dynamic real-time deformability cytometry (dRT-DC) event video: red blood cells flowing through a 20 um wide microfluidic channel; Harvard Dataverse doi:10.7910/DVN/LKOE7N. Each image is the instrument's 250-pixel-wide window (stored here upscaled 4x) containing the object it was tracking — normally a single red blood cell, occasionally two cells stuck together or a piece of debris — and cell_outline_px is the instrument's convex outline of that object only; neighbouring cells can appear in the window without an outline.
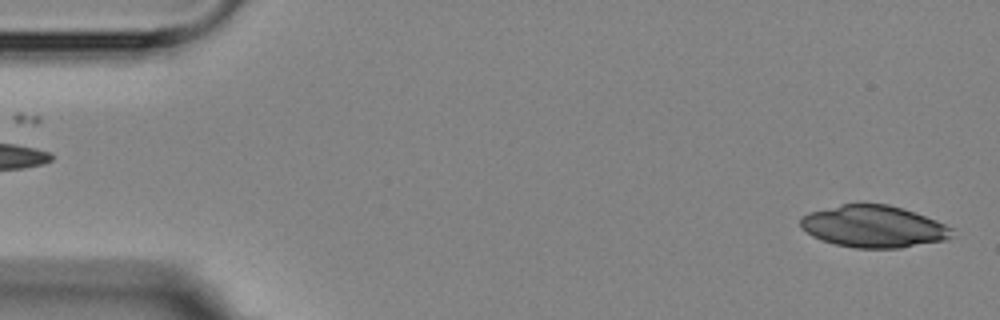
{"species": "Egyptian fruit bat (a non-hibernating species)", "species_latin": "Rousettus aegyptiacus", "temperature_condition": "room temperature", "stored_images_in_passage": 5, "segment_of_instrument_passage": [2, 2], "camera_frame_rate_fps": 3000, "um_per_image_px": 0.085, "animal": {"sex": "female"}, "frame": {"image": 1, "passage_image": 5, "time_ms": 4.667, "image_size_px": [1000, 320], "cell_outline_px": [[952, 236], [944, 240], [900, 248], [856, 248], [836, 244], [812, 236], [800, 228], [800, 216], [808, 212], [840, 204], [888, 204], [904, 208], [936, 220], [952, 228]], "centroid_in_image_um": [74.22, 19.24], "position_along_channel_um": 10.8, "area_um2": 37.05}}